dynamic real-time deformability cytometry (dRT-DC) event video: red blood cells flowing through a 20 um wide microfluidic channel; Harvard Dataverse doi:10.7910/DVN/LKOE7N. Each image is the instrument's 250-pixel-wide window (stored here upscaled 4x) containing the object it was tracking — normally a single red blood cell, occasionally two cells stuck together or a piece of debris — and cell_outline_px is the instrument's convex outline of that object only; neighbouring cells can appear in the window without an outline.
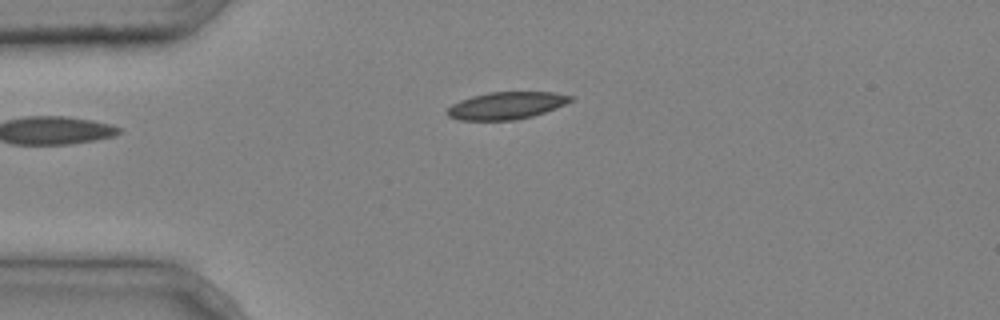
{"species": "common noctule bat (a hibernating species)", "species_latin": "Nyctalus noctula", "temperature_condition": "cold", "stored_images_in_passage": 2, "camera_frame_rate_fps": 3000, "um_per_image_px": 0.085, "animal": {"sex": "male", "body_mass_g": 20.4}, "frame": {"image": 1, "passage_image": 2, "time_ms": 0.333, "image_size_px": [1000, 320], "cell_outline_px": [[576, 96], [572, 100], [556, 108], [532, 116], [516, 120], [460, 120], [448, 116], [444, 112], [452, 104], [460, 100], [472, 96], [488, 92], [556, 92]], "centroid_in_image_um": [43.04, 8.97], "position_along_channel_um": 42.0, "area_um2": 19.71}}